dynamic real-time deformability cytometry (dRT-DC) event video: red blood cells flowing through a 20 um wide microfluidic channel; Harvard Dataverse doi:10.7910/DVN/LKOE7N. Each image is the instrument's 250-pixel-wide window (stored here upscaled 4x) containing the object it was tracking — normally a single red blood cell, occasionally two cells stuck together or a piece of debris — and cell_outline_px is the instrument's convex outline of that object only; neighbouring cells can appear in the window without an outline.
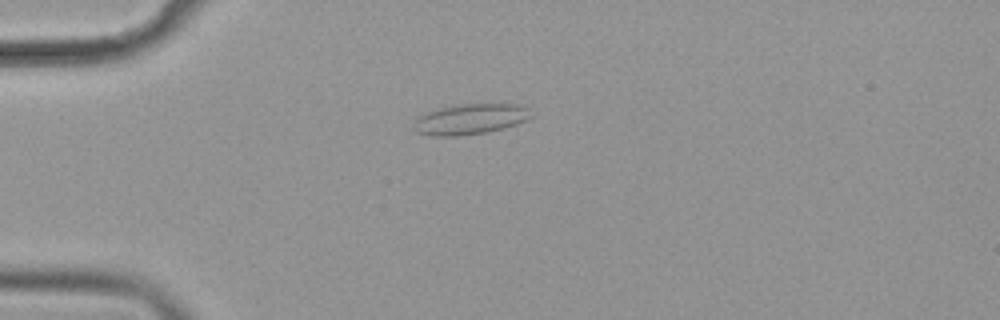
{"species": "common noctule bat (a hibernating species)", "species_latin": "Nyctalus noctula", "temperature_condition": "cold", "stored_images_in_passage": 54, "camera_frame_rate_fps": 3000, "um_per_image_px": 0.085, "animal": {"sex": "female", "body_mass_g": 19.9}, "frame": {"image": 1, "passage_image": 12, "time_ms": 3.667, "image_size_px": [1000, 320], "cell_outline_px": [[532, 116], [516, 124], [504, 128], [488, 132], [456, 136], [436, 136], [416, 132], [412, 128], [412, 124], [416, 116], [424, 112], [436, 108], [452, 104], [524, 104], [528, 108]], "centroid_in_image_um": [39.9, 10.11], "position_along_channel_um": 45.1, "area_um2": 21.33}}
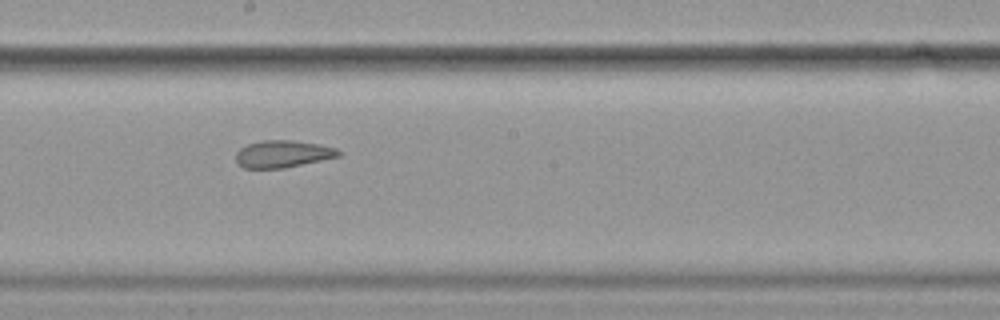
{"frame": {"image": 2, "passage_image": 29, "time_ms": 9.333, "image_size_px": [1000, 320], "cell_outline_px": [[344, 152], [340, 156], [284, 168], [244, 168], [236, 160], [236, 152], [240, 148], [248, 144], [264, 140], [292, 140], [320, 144], [336, 148]], "centroid_in_image_um": [24.07, 13.08], "position_along_channel_um": 224.1, "area_um2": 16.24}}
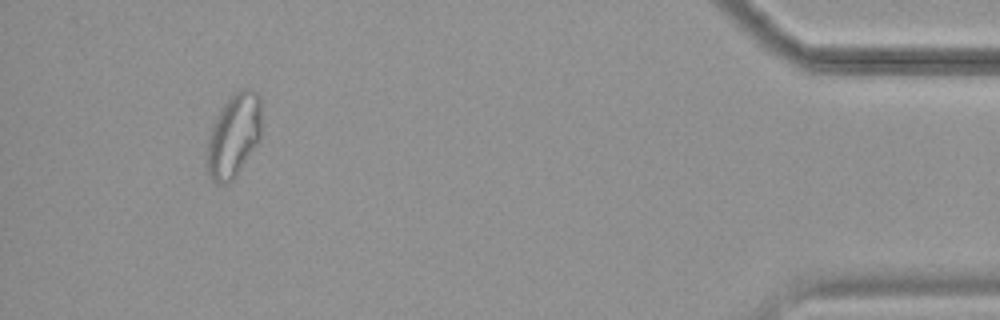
{"frame": {"image": 3, "passage_image": 50, "time_ms": 16.333, "image_size_px": [1000, 320], "cell_outline_px": [[260, 140], [232, 180], [228, 184], [216, 184], [212, 180], [208, 172], [204, 156], [212, 124], [228, 96], [240, 88], [252, 88], [260, 96]], "centroid_in_image_um": [19.84, 11.5], "position_along_channel_um": 415.4, "area_um2": 26.93}, "authors_computed_cell_mechanics": {"area_um2": 20.1433, "velocity_mm_per_s": 3.5802, "shape_relaxation_time_tau1_ms": null, "shape_relaxation_time_tau2_ms": 2.678, "deformation_change_tau1": null, "deformation_change_tau2": 0.0984}}